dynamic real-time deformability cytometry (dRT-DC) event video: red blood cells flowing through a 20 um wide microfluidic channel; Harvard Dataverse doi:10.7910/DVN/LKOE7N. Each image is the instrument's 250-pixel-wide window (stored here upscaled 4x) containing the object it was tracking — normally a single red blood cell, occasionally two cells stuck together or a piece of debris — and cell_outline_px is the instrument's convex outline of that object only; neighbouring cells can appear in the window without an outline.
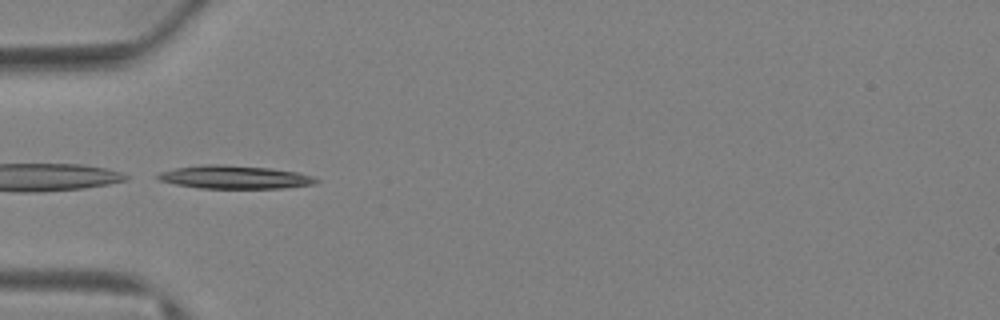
{"species": "Egyptian fruit bat (a non-hibernating species)", "species_latin": "Rousettus aegyptiacus", "temperature_condition": "warm", "stored_images_in_passage": 42, "camera_frame_rate_fps": 3000, "um_per_image_px": 0.085, "animal": {"sex": "female"}, "frame": {"image": 1, "passage_image": 1, "time_ms": 0.0, "image_size_px": [1000, 320], "cell_outline_px": [[320, 180], [316, 184], [284, 188], [200, 188], [176, 184], [160, 180], [156, 176], [160, 172], [176, 168], [204, 164], [224, 164], [268, 168], [296, 172], [312, 176]], "centroid_in_image_um": [19.97, 15.05], "position_along_channel_um": 65.0, "area_um2": 21.27}}
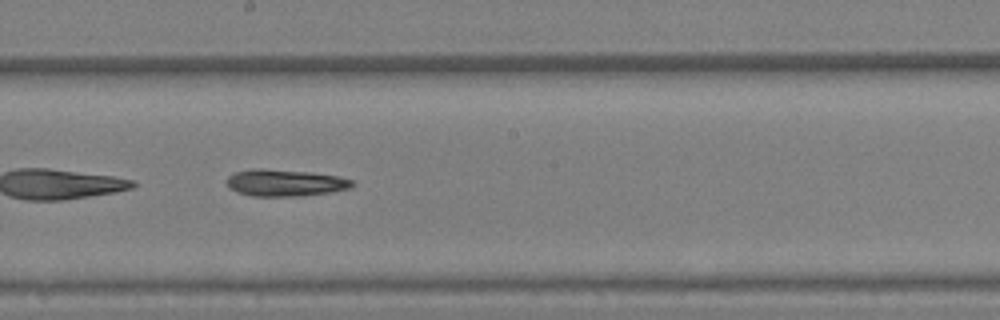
{"frame": {"image": 2, "passage_image": 16, "time_ms": 5.0, "image_size_px": [1000, 320], "cell_outline_px": [[356, 184], [348, 188], [332, 192], [296, 196], [252, 196], [236, 192], [228, 188], [228, 176], [236, 172], [256, 168], [260, 168], [308, 172], [340, 176], [352, 180]], "centroid_in_image_um": [24.23, 15.54], "position_along_channel_um": 224.0, "area_um2": 19.54}}
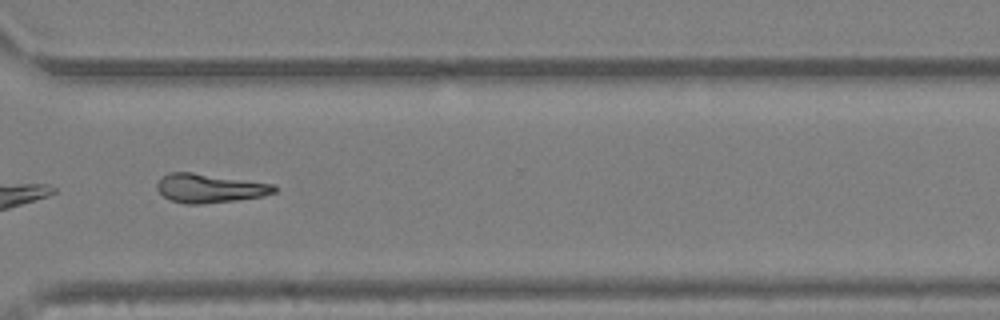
{"frame": {"image": 3, "passage_image": 28, "time_ms": 9.0, "image_size_px": [1000, 320], "cell_outline_px": [[276, 192], [264, 196], [236, 200], [200, 204], [184, 204], [172, 200], [164, 196], [156, 188], [156, 184], [168, 172], [192, 172], [276, 184]], "centroid_in_image_um": [17.85, 15.99], "position_along_channel_um": 352.8, "area_um2": 19.77}}